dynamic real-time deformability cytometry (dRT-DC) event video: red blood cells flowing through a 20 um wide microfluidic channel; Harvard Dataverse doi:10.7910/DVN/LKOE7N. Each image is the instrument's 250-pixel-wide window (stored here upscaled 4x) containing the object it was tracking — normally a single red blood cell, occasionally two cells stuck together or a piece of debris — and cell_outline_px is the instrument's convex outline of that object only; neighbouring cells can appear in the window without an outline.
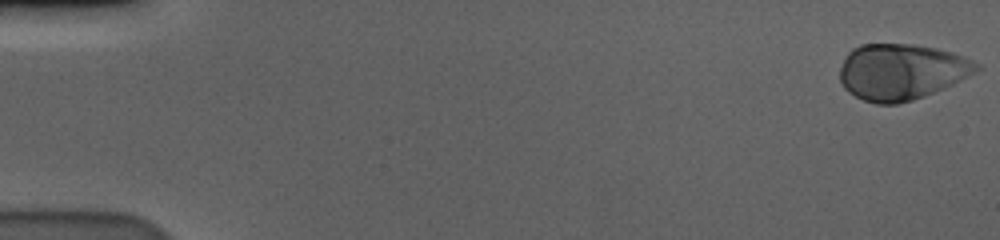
{"species": "human", "species_latin": "Homo sapiens", "temperature_condition": "cold", "stored_images_in_passage": 58, "camera_frame_rate_fps": 3000, "um_per_image_px": 0.085, "donor": {"sex": "male"}, "frame": {"image": 1, "passage_image": 1, "time_ms": 0.0, "image_size_px": [1000, 240], "cell_outline_px": [[980, 68], [952, 84], [924, 96], [912, 100], [896, 104], [876, 104], [864, 100], [848, 92], [844, 88], [840, 80], [840, 68], [848, 52], [852, 48], [860, 44], [912, 44], [936, 48], [952, 52], [964, 56], [980, 64]], "centroid_in_image_um": [76.58, 6.09], "position_along_channel_um": 8.4, "area_um2": 44.39}}
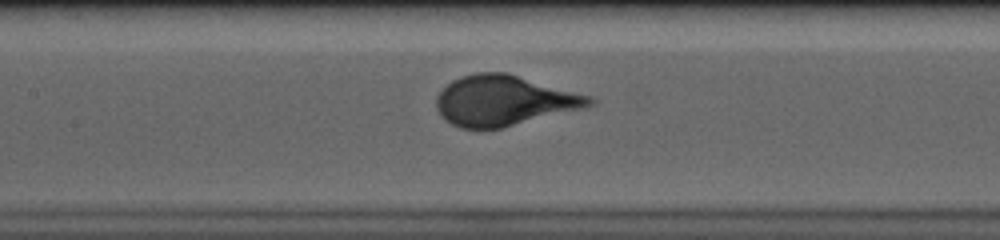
{"frame": {"image": 2, "passage_image": 28, "time_ms": 9.0, "image_size_px": [1000, 240], "cell_outline_px": [[596, 104], [584, 108], [500, 128], [460, 128], [444, 120], [440, 116], [436, 108], [436, 96], [452, 80], [460, 76], [476, 72], [508, 72], [592, 96], [596, 100]], "centroid_in_image_um": [42.85, 8.53], "position_along_channel_um": 164.6, "area_um2": 45.08}}
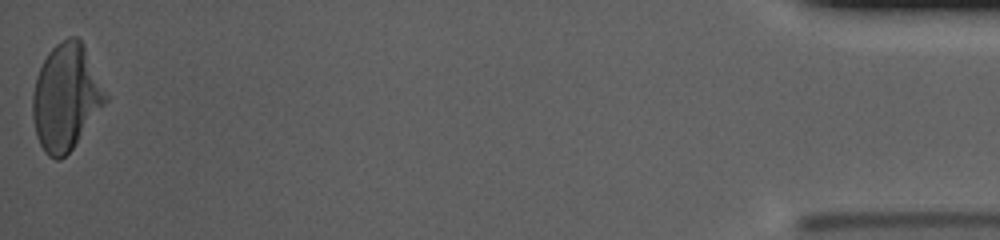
{"frame": {"image": 3, "passage_image": 58, "time_ms": 19.0, "image_size_px": [1000, 240], "cell_outline_px": [[108, 100], [72, 148], [60, 160], [56, 160], [48, 156], [44, 152], [36, 136], [32, 116], [32, 96], [36, 76], [48, 52], [60, 40], [68, 36], [76, 36], [80, 40], [108, 96]], "centroid_in_image_um": [5.57, 8.27], "position_along_channel_um": 429.6, "area_um2": 44.62}}